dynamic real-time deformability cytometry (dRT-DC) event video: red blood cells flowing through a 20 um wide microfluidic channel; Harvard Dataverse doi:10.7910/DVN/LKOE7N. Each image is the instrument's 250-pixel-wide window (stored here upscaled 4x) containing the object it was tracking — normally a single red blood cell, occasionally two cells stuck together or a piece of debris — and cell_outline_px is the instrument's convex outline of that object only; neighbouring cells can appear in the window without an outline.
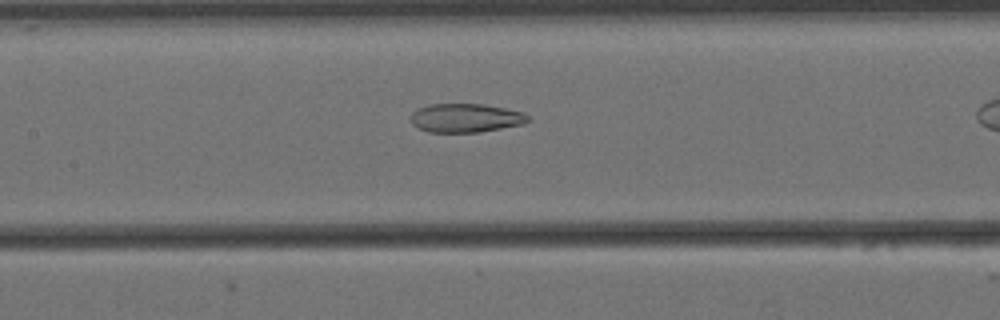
{"species": "Egyptian fruit bat (a non-hibernating species)", "species_latin": "Rousettus aegyptiacus", "temperature_condition": "cold", "stored_images_in_passage": 37, "segment_of_instrument_passage": [1, 2], "camera_frame_rate_fps": 3000, "um_per_image_px": 0.085, "animal": {"sex": "female"}, "frame": {"image": 1, "passage_image": 18, "time_ms": 5.667, "image_size_px": [1000, 320], "cell_outline_px": [[528, 120], [524, 124], [480, 132], [428, 132], [412, 124], [412, 112], [416, 108], [428, 104], [480, 104], [504, 108], [524, 112], [528, 116]], "centroid_in_image_um": [39.57, 10.02], "position_along_channel_um": 167.8, "area_um2": 19.59}}
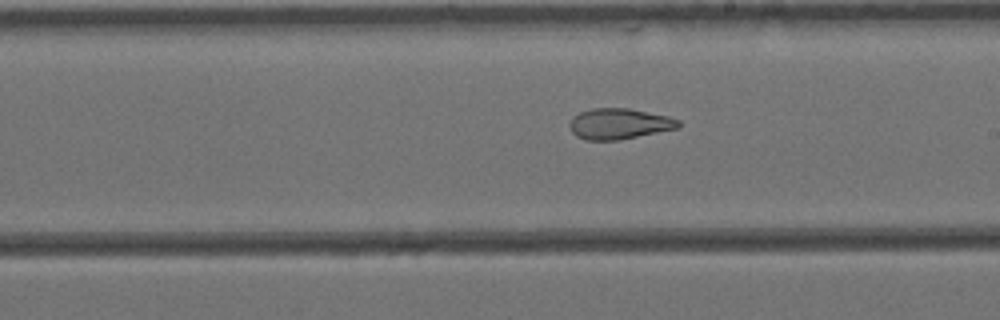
{"frame": {"image": 2, "passage_image": 24, "time_ms": 7.667, "image_size_px": [1000, 320], "cell_outline_px": [[680, 128], [616, 140], [584, 140], [576, 136], [572, 132], [568, 124], [572, 116], [580, 112], [592, 108], [628, 108], [668, 116], [680, 120]], "centroid_in_image_um": [52.61, 10.52], "position_along_channel_um": 236.4, "area_um2": 19.59}}
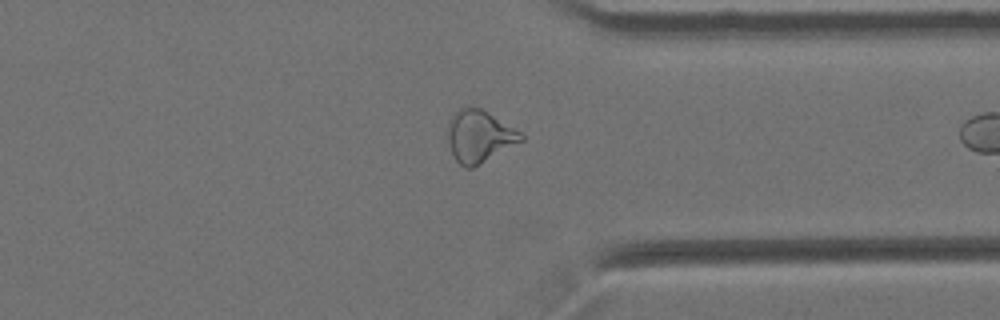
{"frame": {"image": 3, "passage_image": 36, "time_ms": 11.667, "image_size_px": [1000, 320], "cell_outline_px": [[524, 140], [480, 164], [472, 168], [464, 168], [456, 160], [448, 144], [448, 128], [452, 116], [460, 108], [468, 104], [480, 108], [520, 132], [524, 136]], "centroid_in_image_um": [40.72, 11.58], "position_along_channel_um": 370.7, "area_um2": 22.02}}